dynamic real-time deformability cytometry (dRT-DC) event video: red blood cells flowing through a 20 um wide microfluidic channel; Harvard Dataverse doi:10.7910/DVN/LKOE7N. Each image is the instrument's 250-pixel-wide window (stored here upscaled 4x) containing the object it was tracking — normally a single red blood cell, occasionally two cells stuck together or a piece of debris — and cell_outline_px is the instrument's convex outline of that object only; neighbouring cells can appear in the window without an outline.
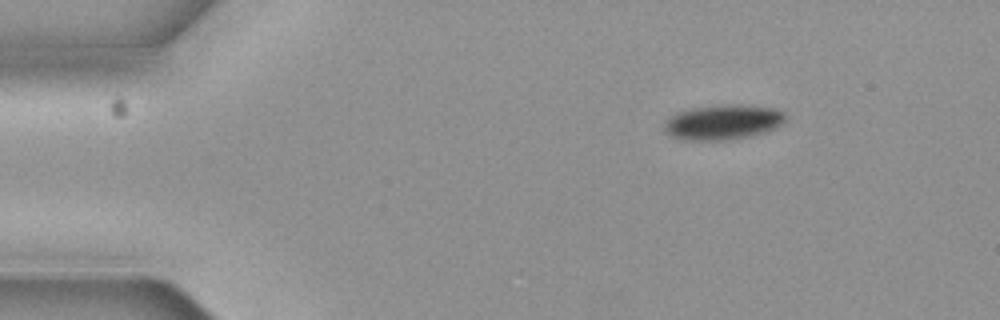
{"species": "common noctule bat (a hibernating species)", "species_latin": "Nyctalus noctula", "temperature_condition": "cold", "stored_images_in_passage": 7, "camera_frame_rate_fps": 3000, "um_per_image_px": 0.085, "animal": {"sex": "female", "body_mass_g": 19.3, "forearm_length_mm": 54.1}, "frame": {"image": 1, "passage_image": 1, "time_ms": 0.0, "image_size_px": [1000, 320], "cell_outline_px": [[788, 120], [776, 128], [764, 132], [748, 136], [724, 140], [680, 140], [664, 132], [664, 120], [668, 116], [692, 108], [732, 104], [740, 104], [776, 108], [784, 112], [788, 116]], "centroid_in_image_um": [61.47, 10.38], "position_along_channel_um": 23.5, "area_um2": 24.97}}
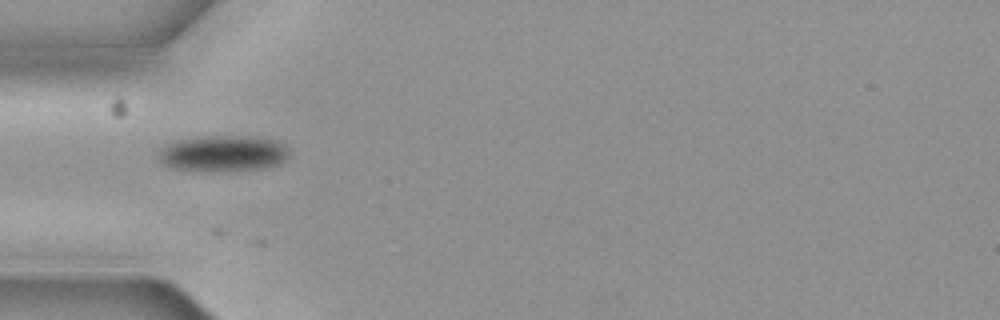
{"frame": {"image": 2, "passage_image": 4, "time_ms": 1.0, "image_size_px": [1000, 320], "cell_outline_px": [[288, 156], [280, 164], [264, 168], [236, 172], [212, 172], [172, 168], [164, 164], [160, 160], [160, 152], [164, 144], [172, 140], [204, 136], [252, 136], [280, 140], [288, 148]], "centroid_in_image_um": [18.99, 13.05], "position_along_channel_um": 66.0, "area_um2": 28.26}}
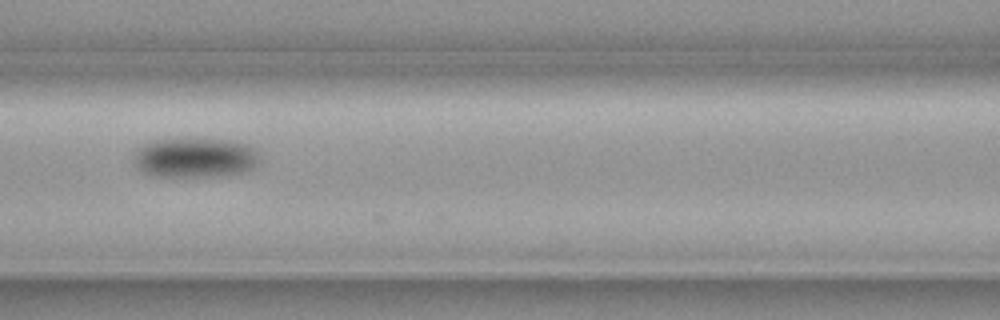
{"frame": {"image": 3, "passage_image": 6, "time_ms": 1.667, "image_size_px": [1000, 320], "cell_outline_px": [[260, 160], [256, 168], [248, 172], [224, 176], [160, 176], [144, 172], [136, 164], [136, 152], [144, 144], [152, 140], [232, 140], [248, 144], [260, 156]], "centroid_in_image_um": [16.7, 13.42], "position_along_channel_um": 149.9, "area_um2": 28.84}}